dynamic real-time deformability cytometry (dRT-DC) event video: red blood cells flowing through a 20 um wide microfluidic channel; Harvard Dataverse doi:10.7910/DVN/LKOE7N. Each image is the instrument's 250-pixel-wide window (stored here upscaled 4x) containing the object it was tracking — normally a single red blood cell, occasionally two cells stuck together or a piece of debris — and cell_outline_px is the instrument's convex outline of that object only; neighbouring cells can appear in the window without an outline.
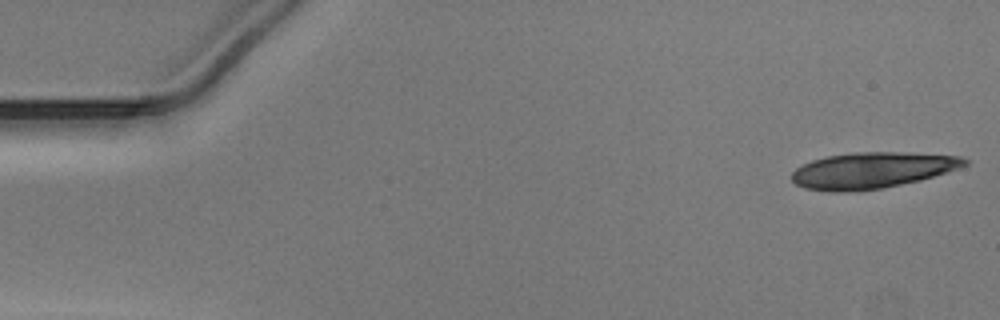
{"species": "Egyptian fruit bat (a non-hibernating species)", "species_latin": "Rousettus aegyptiacus", "temperature_condition": "warm", "stored_images_in_passage": 16, "camera_frame_rate_fps": 3000, "um_per_image_px": 0.085, "animal": {"sex": "male"}, "frame": {"image": 1, "passage_image": 1, "time_ms": 0.0, "image_size_px": [1000, 320], "cell_outline_px": [[968, 164], [920, 180], [880, 188], [848, 192], [828, 192], [804, 188], [796, 184], [792, 180], [792, 172], [796, 168], [812, 160], [828, 156], [852, 152], [908, 152], [960, 156], [968, 160]], "centroid_in_image_um": [74.08, 14.47], "position_along_channel_um": 10.9, "area_um2": 36.13}}